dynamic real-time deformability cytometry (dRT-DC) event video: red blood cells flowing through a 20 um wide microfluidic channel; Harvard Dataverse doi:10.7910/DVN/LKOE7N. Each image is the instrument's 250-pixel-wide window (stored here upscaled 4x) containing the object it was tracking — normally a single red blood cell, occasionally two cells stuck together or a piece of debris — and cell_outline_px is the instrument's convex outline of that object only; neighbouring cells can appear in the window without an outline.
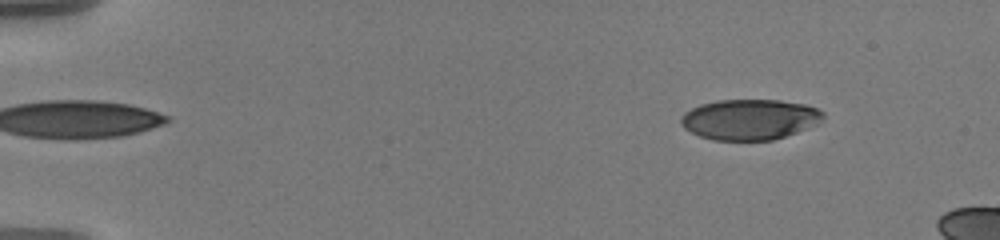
{"species": "human", "species_latin": "Homo sapiens", "temperature_condition": "warm", "stored_images_in_passage": 18, "camera_frame_rate_fps": 3000, "um_per_image_px": 0.085, "donor": {"sex": "male"}, "frame": {"image": 1, "passage_image": 7, "time_ms": 2.0, "image_size_px": [1000, 240], "cell_outline_px": [[824, 116], [820, 124], [772, 140], [712, 140], [700, 136], [684, 128], [680, 124], [680, 116], [684, 112], [700, 104], [720, 100], [780, 100], [804, 104], [816, 108], [824, 112]], "centroid_in_image_um": [63.72, 10.15], "position_along_channel_um": 21.3, "area_um2": 33.7}}